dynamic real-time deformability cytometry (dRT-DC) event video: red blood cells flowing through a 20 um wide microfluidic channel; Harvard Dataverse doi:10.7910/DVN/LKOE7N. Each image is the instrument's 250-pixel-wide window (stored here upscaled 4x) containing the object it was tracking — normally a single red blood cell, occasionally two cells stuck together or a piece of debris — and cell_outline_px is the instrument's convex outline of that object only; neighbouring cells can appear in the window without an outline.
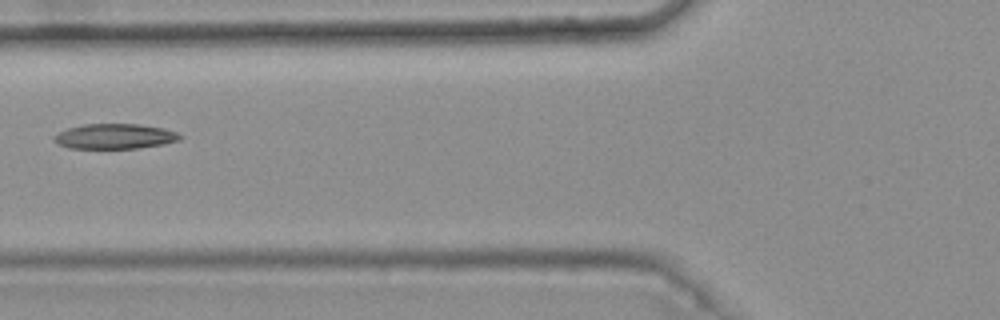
{"species": "common noctule bat (a hibernating species)", "species_latin": "Nyctalus noctula", "temperature_condition": "warm", "stored_images_in_passage": 7, "camera_frame_rate_fps": 3000, "um_per_image_px": 0.085, "animal": {"sex": "female", "body_mass_g": 25.1}, "frame": {"image": 1, "passage_image": 6, "time_ms": 1.667, "image_size_px": [1000, 320], "cell_outline_px": [[184, 136], [180, 140], [164, 144], [136, 148], [68, 148], [56, 144], [52, 140], [52, 136], [68, 128], [84, 124], [140, 124], [164, 128], [176, 132]], "centroid_in_image_um": [9.75, 11.59], "position_along_channel_um": 116.1, "area_um2": 18.55}}
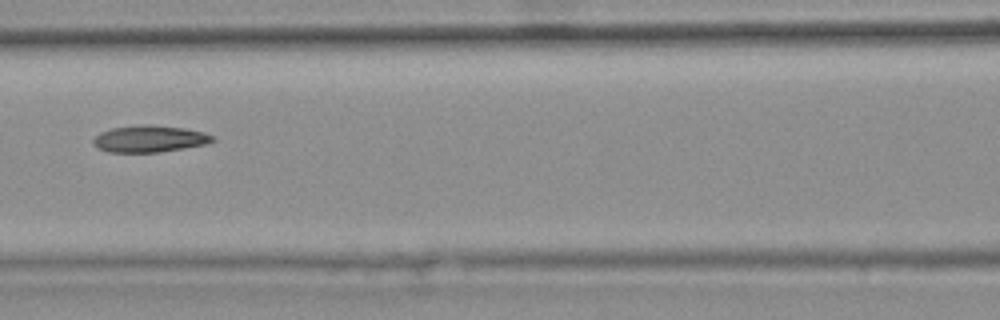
{"frame": {"image": 2, "passage_image": 7, "time_ms": 2.0, "image_size_px": [1000, 320], "cell_outline_px": [[216, 140], [204, 144], [160, 152], [108, 152], [96, 148], [92, 144], [92, 140], [100, 132], [112, 128], [140, 124], [148, 124], [184, 128], [204, 132], [212, 136]], "centroid_in_image_um": [12.65, 11.79], "position_along_channel_um": 153.9, "area_um2": 18.61}}